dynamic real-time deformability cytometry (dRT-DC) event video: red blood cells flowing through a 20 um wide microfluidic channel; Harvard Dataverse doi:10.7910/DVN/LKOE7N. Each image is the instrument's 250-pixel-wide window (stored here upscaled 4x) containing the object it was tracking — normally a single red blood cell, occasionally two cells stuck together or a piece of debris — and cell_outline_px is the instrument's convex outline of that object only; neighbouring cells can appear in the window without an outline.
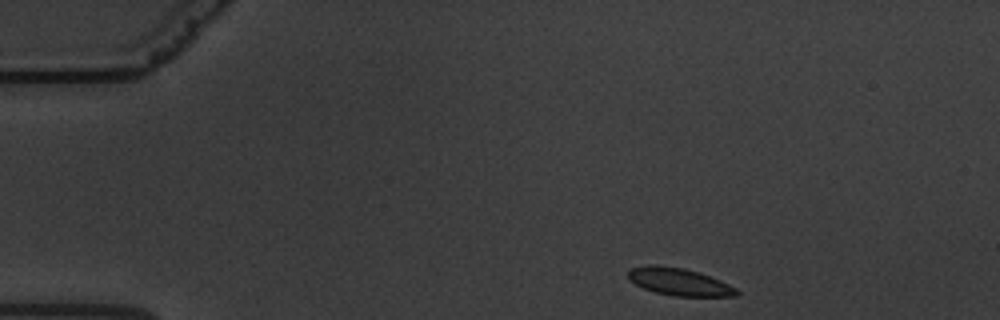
{"species": "common noctule bat (a hibernating species)", "species_latin": "Nyctalus noctula", "temperature_condition": "warm", "stored_images_in_passage": 52, "camera_frame_rate_fps": 3000, "um_per_image_px": 0.085, "animal": {"sex": "male", "body_mass_g": 19.5, "forearm_length_mm": 54.6}, "frame": {"image": 1, "passage_image": 1, "time_ms": 0.0, "image_size_px": [1000, 320], "cell_outline_px": [[740, 292], [736, 296], [672, 296], [656, 292], [644, 288], [628, 280], [628, 272], [632, 268], [652, 264], [656, 264], [684, 268], [720, 280], [736, 288]], "centroid_in_image_um": [57.72, 23.95], "position_along_channel_um": 27.3, "area_um2": 17.17}}
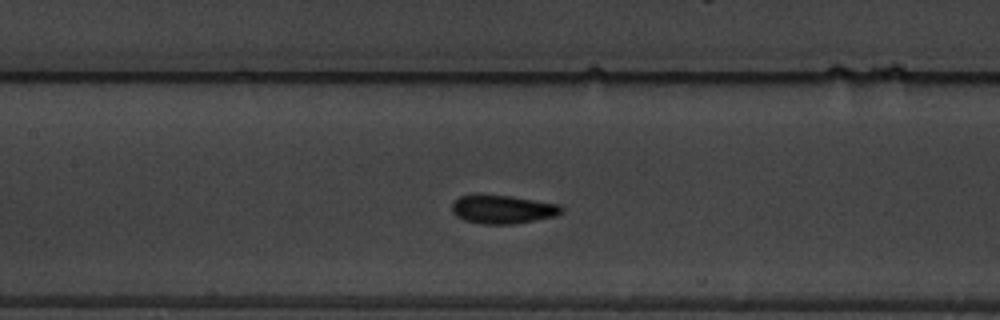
{"frame": {"image": 2, "passage_image": 20, "time_ms": 6.333, "image_size_px": [1000, 320], "cell_outline_px": [[564, 208], [556, 216], [516, 224], [480, 224], [464, 220], [456, 216], [452, 212], [452, 204], [460, 196], [476, 192], [512, 196], [560, 204]], "centroid_in_image_um": [42.69, 17.77], "position_along_channel_um": 164.7, "area_um2": 18.79}}
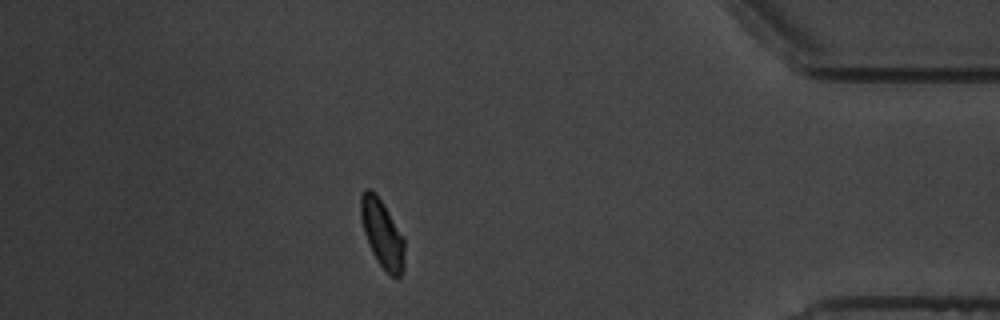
{"frame": {"image": 3, "passage_image": 45, "time_ms": 14.667, "image_size_px": [1000, 320], "cell_outline_px": [[404, 268], [400, 276], [392, 276], [376, 260], [372, 252], [364, 232], [360, 216], [360, 196], [364, 188], [368, 188], [376, 192], [404, 236]], "centroid_in_image_um": [32.48, 19.81], "position_along_channel_um": 402.7, "area_um2": 17.4}, "authors_computed_cell_mechanics": {"area_um2": 17.8602, "velocity_mm_per_s": 3.3078, "shape_relaxation_time_tau1_ms": 3.0153, "shape_relaxation_time_tau2_ms": 0.7941, "deformation_change_tau1": 0.1082, "deformation_change_tau2": 0.0604}}